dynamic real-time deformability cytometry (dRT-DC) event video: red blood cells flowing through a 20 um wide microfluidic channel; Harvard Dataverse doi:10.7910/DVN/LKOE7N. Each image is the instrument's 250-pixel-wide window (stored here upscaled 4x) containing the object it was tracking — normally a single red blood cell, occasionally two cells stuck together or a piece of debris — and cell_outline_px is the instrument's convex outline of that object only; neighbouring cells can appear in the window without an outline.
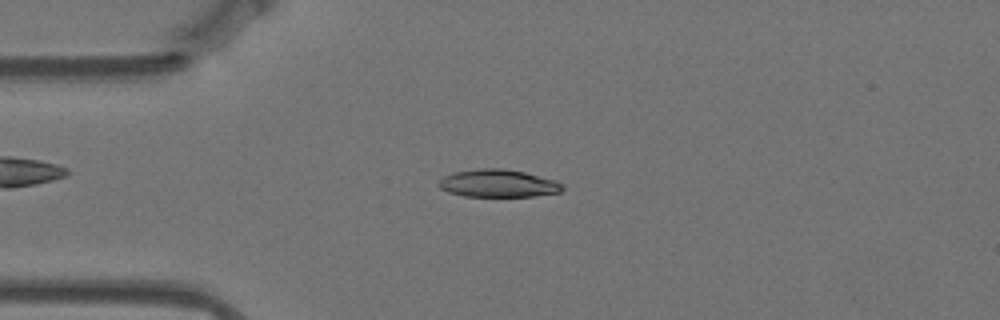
{"species": "Egyptian fruit bat (a non-hibernating species)", "species_latin": "Rousettus aegyptiacus", "temperature_condition": "warm", "stored_images_in_passage": 54, "camera_frame_rate_fps": 3000, "um_per_image_px": 0.085, "animal": {"sex": "female"}, "frame": {"image": 1, "passage_image": 11, "time_ms": 3.333, "image_size_px": [1000, 320], "cell_outline_px": [[564, 188], [560, 192], [532, 196], [464, 196], [448, 192], [440, 188], [436, 184], [444, 176], [452, 172], [480, 168], [504, 168], [524, 172], [556, 180], [564, 184]], "centroid_in_image_um": [42.33, 15.58], "position_along_channel_um": 42.7, "area_um2": 20.06}}
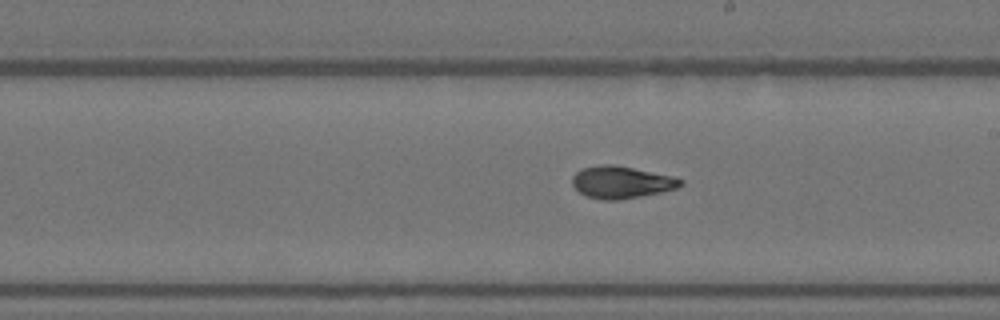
{"frame": {"image": 2, "passage_image": 29, "time_ms": 9.333, "image_size_px": [1000, 320], "cell_outline_px": [[684, 184], [676, 188], [660, 192], [620, 200], [600, 200], [588, 196], [580, 192], [572, 184], [572, 176], [580, 168], [600, 164], [612, 164], [672, 176], [684, 180]], "centroid_in_image_um": [52.79, 15.48], "position_along_channel_um": 236.2, "area_um2": 20.23}}
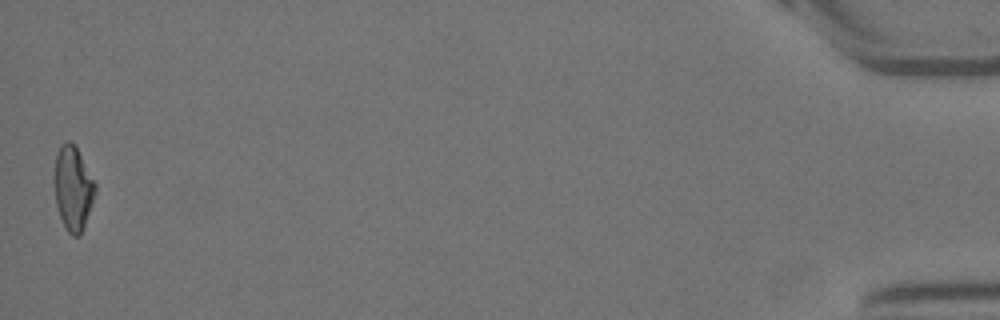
{"frame": {"image": 3, "passage_image": 54, "time_ms": 17.667, "image_size_px": [1000, 320], "cell_outline_px": [[96, 192], [80, 236], [72, 236], [68, 232], [60, 216], [56, 204], [56, 152], [60, 144], [68, 140], [76, 144], [96, 184]], "centroid_in_image_um": [6.23, 15.95], "position_along_channel_um": 429.0, "area_um2": 19.77}, "authors_computed_cell_mechanics": {"area_um2": 20.0277, "velocity_mm_per_s": 3.521, "shape_relaxation_time_tau1_ms": null, "shape_relaxation_time_tau2_ms": 2.2039, "deformation_change_tau1": null, "deformation_change_tau2": 0.0869}}